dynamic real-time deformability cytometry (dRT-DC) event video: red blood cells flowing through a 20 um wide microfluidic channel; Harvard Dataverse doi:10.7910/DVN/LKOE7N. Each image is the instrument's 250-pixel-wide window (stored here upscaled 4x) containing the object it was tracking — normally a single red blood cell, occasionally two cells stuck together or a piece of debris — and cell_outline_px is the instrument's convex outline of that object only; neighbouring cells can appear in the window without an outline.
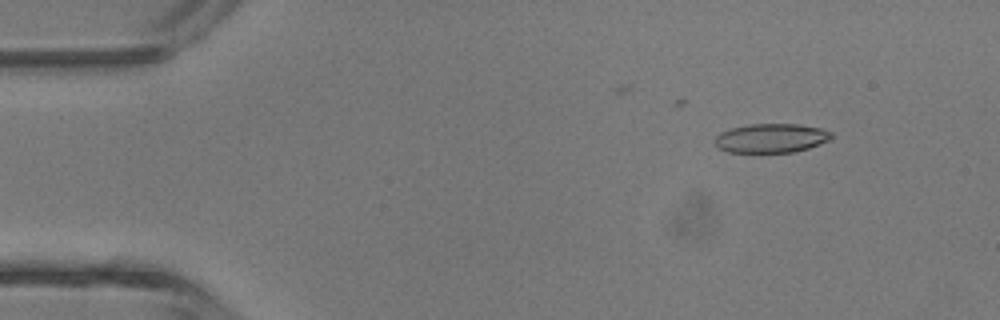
{"species": "common noctule bat (a hibernating species)", "species_latin": "Nyctalus noctula", "temperature_condition": "room temperature", "stored_images_in_passage": 4, "camera_frame_rate_fps": 3000, "um_per_image_px": 0.085, "animal": {"sex": "male", "body_mass_g": 13.3}, "frame": {"image": 1, "passage_image": 1, "time_ms": 0.0, "image_size_px": [1000, 320], "cell_outline_px": [[832, 136], [828, 140], [820, 144], [796, 152], [728, 152], [720, 148], [712, 140], [720, 132], [732, 128], [752, 124], [800, 124], [820, 128], [832, 132]], "centroid_in_image_um": [65.55, 11.74], "position_along_channel_um": 19.5, "area_um2": 19.71}}
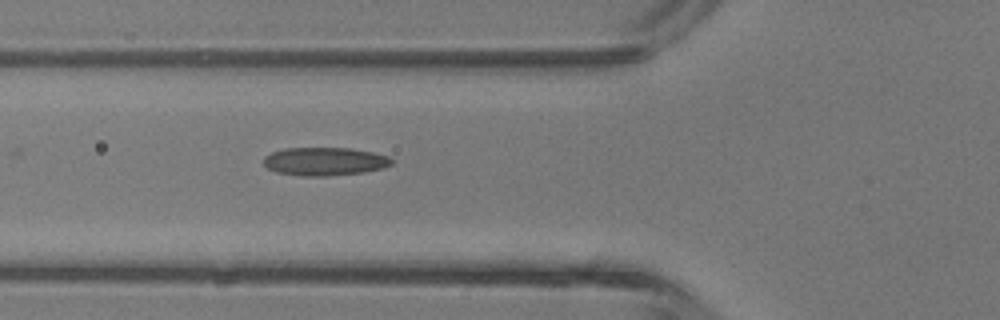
{"frame": {"image": 2, "passage_image": 4, "time_ms": 3.667, "image_size_px": [1000, 320], "cell_outline_px": [[392, 164], [384, 168], [364, 172], [328, 176], [304, 176], [276, 172], [268, 168], [264, 164], [264, 156], [272, 152], [284, 148], [352, 148], [372, 152], [388, 156], [392, 160]], "centroid_in_image_um": [27.6, 13.72], "position_along_channel_um": 98.2, "area_um2": 21.1}}